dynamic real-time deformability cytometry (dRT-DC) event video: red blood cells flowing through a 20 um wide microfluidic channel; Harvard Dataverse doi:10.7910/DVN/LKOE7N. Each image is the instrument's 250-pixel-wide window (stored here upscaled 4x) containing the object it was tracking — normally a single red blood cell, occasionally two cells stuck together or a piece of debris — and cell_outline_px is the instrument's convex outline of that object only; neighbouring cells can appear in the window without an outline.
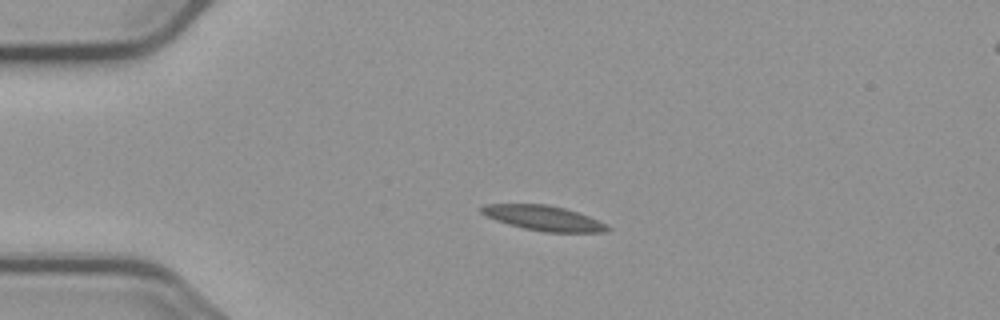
{"species": "common noctule bat (a hibernating species)", "species_latin": "Nyctalus noctula", "temperature_condition": "cold", "stored_images_in_passage": 3, "camera_frame_rate_fps": 3000, "um_per_image_px": 0.085, "animal": {"sex": "male", "body_mass_g": 23.1, "forearm_length_mm": 52.7}, "frame": {"image": 1, "passage_image": 2, "time_ms": 2.0, "image_size_px": [1000, 320], "cell_outline_px": [[612, 228], [608, 232], [544, 232], [524, 228], [508, 224], [484, 216], [480, 212], [480, 208], [484, 204], [548, 204], [564, 208], [588, 216], [608, 224]], "centroid_in_image_um": [46.21, 18.54], "position_along_channel_um": 38.8, "area_um2": 18.44}}